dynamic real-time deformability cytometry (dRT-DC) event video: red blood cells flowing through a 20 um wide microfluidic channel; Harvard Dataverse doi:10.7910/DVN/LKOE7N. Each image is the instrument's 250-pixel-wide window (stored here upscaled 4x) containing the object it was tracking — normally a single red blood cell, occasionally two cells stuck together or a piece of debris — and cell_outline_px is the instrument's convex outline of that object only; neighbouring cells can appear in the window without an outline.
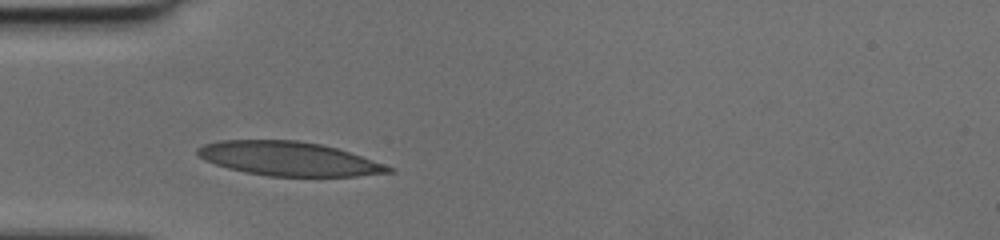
{"species": "human", "species_latin": "Homo sapiens", "temperature_condition": "cold", "stored_images_in_passage": 25, "camera_frame_rate_fps": 3000, "um_per_image_px": 0.085, "donor": {"sex": "female"}, "frame": {"image": 1, "passage_image": 1, "time_ms": 0.0, "image_size_px": [1000, 240], "cell_outline_px": [[396, 172], [356, 176], [268, 176], [244, 172], [228, 168], [204, 160], [196, 156], [196, 148], [204, 144], [220, 140], [296, 140], [320, 144], [336, 148], [396, 168]], "centroid_in_image_um": [24.51, 13.49], "position_along_channel_um": 60.5, "area_um2": 37.86}}
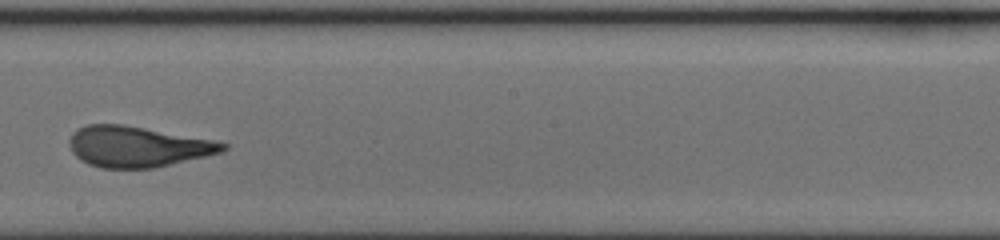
{"frame": {"image": 2, "passage_image": 14, "time_ms": 4.333, "image_size_px": [1000, 240], "cell_outline_px": [[228, 148], [224, 152], [156, 168], [100, 168], [88, 164], [80, 160], [72, 152], [68, 140], [72, 132], [88, 124], [124, 124], [212, 140], [228, 144]], "centroid_in_image_um": [11.69, 12.47], "position_along_channel_um": 236.5, "area_um2": 36.59}}
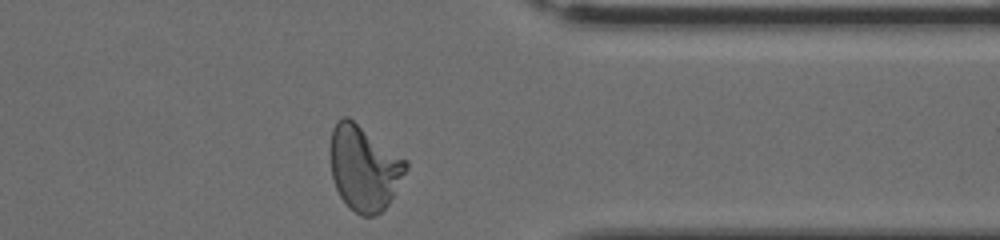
{"frame": {"image": 3, "passage_image": 25, "time_ms": 8.0, "image_size_px": [1000, 240], "cell_outline_px": [[408, 168], [388, 204], [376, 216], [360, 216], [348, 208], [340, 196], [336, 188], [332, 176], [328, 152], [332, 128], [344, 116], [348, 116], [408, 160]], "centroid_in_image_um": [30.93, 14.28], "position_along_channel_um": 380.5, "area_um2": 37.86}}